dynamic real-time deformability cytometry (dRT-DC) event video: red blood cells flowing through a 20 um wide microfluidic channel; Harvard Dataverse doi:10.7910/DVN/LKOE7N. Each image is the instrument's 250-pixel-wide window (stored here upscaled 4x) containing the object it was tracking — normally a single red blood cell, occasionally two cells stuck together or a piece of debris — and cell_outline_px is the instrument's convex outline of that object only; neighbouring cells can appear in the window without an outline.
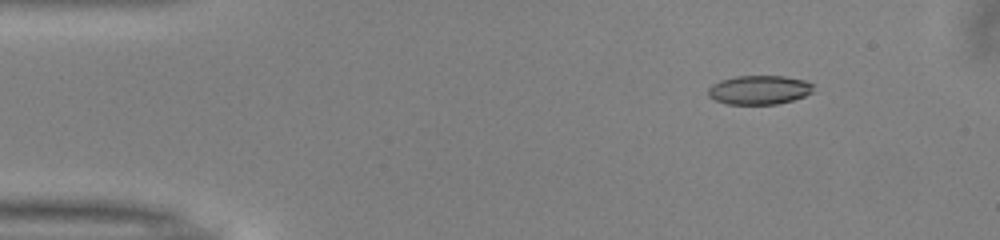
{"species": "common noctule bat (a hibernating species)", "species_latin": "Nyctalus noctula", "temperature_condition": "warm", "stored_images_in_passage": 45, "camera_frame_rate_fps": 3000, "um_per_image_px": 0.085, "animal": {"sex": "male", "body_mass_g": 13.0, "forearm_length_mm": 53.1}, "frame": {"image": 1, "passage_image": 1, "time_ms": 0.0, "image_size_px": [1000, 240], "cell_outline_px": [[812, 92], [804, 96], [792, 100], [776, 104], [728, 104], [716, 100], [708, 96], [708, 88], [712, 84], [720, 80], [736, 76], [784, 76], [804, 80], [812, 84]], "centroid_in_image_um": [64.5, 7.64], "position_along_channel_um": 20.5, "area_um2": 17.69}}
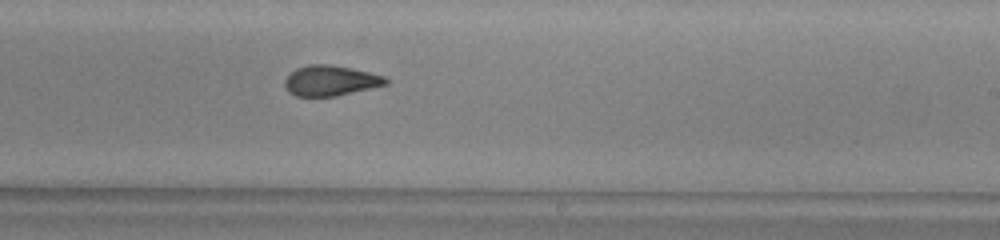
{"frame": {"image": 2, "passage_image": 25, "time_ms": 8.0, "image_size_px": [1000, 240], "cell_outline_px": [[388, 84], [336, 96], [296, 96], [288, 92], [284, 84], [284, 80], [296, 68], [308, 64], [328, 64], [352, 68], [384, 76], [388, 80]], "centroid_in_image_um": [28.08, 6.85], "position_along_channel_um": 260.9, "area_um2": 17.8}}
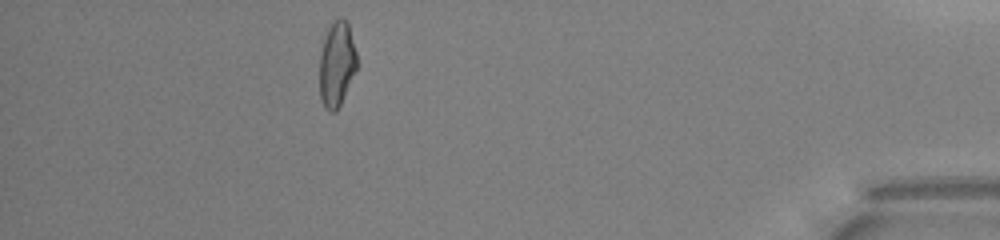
{"frame": {"image": 3, "passage_image": 40, "time_ms": 13.0, "image_size_px": [1000, 240], "cell_outline_px": [[356, 68], [340, 104], [336, 112], [328, 112], [324, 108], [320, 96], [320, 52], [328, 28], [336, 16], [340, 16], [348, 24], [356, 52]], "centroid_in_image_um": [28.6, 5.44], "position_along_channel_um": 406.6, "area_um2": 18.26}, "authors_computed_cell_mechanics": {"area_um2": 18.6116, "velocity_mm_per_s": 4.0443, "shape_relaxation_time_tau1_ms": 6.2499, "shape_relaxation_time_tau2_ms": 2.1574, "deformation_change_tau1": 0.1926, "deformation_change_tau2": 0.1018}}